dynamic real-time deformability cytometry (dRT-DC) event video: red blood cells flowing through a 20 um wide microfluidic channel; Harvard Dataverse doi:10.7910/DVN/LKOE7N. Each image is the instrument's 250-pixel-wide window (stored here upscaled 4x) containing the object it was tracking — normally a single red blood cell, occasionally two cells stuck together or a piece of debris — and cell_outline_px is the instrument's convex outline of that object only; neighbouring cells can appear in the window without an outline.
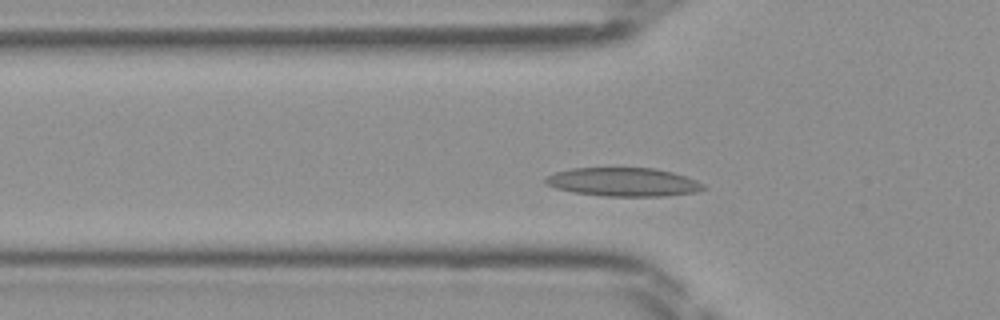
{"species": "Egyptian fruit bat (a non-hibernating species)", "species_latin": "Rousettus aegyptiacus", "temperature_condition": "room temperature", "stored_images_in_passage": 35, "segment_of_instrument_passage": [1, 2], "camera_frame_rate_fps": 3000, "um_per_image_px": 0.085, "frame": {"image": 1, "passage_image": 2, "time_ms": 0.333, "image_size_px": [1000, 320], "cell_outline_px": [[708, 188], [696, 192], [668, 196], [604, 196], [572, 192], [556, 188], [544, 184], [544, 176], [556, 172], [572, 168], [656, 168], [672, 172], [696, 180], [704, 184]], "centroid_in_image_um": [52.97, 15.47], "position_along_channel_um": 72.8, "area_um2": 26.53}}
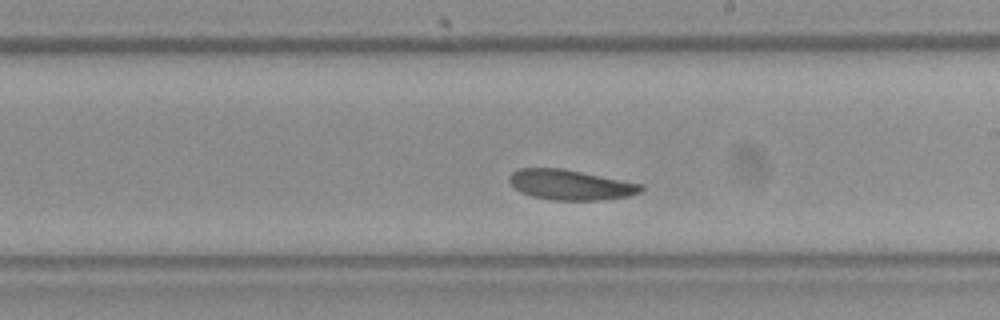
{"frame": {"image": 2, "passage_image": 14, "time_ms": 4.333, "image_size_px": [1000, 320], "cell_outline_px": [[644, 188], [640, 192], [628, 196], [600, 200], [552, 200], [532, 196], [520, 192], [508, 180], [508, 176], [512, 172], [520, 168], [560, 168], [644, 184]], "centroid_in_image_um": [48.48, 15.71], "position_along_channel_um": 240.5, "area_um2": 23.06}}
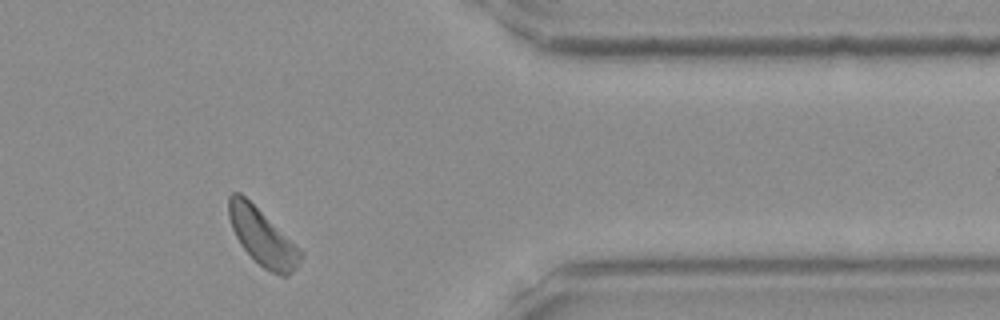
{"frame": {"image": 3, "passage_image": 26, "time_ms": 8.333, "image_size_px": [1000, 320], "cell_outline_px": [[304, 252], [300, 264], [288, 276], [280, 276], [264, 268], [240, 244], [232, 228], [228, 216], [228, 196], [232, 192], [240, 192], [300, 248]], "centroid_in_image_um": [22.32, 20.15], "position_along_channel_um": 389.1, "area_um2": 23.41}}